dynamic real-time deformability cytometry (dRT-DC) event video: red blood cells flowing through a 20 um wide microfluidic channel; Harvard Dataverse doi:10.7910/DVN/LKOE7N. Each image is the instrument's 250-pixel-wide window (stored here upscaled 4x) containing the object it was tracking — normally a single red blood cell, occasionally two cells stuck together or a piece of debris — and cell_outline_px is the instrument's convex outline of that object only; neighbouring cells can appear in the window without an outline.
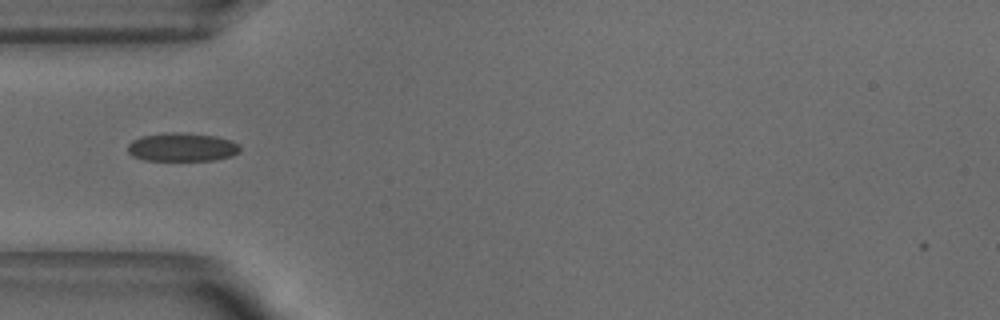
{"species": "common noctule bat (a hibernating species)", "species_latin": "Nyctalus noctula", "temperature_condition": "warm", "stored_images_in_passage": 38, "camera_frame_rate_fps": 3000, "um_per_image_px": 0.085, "animal": {"sex": "male", "body_mass_g": 18.8}, "frame": {"image": 1, "passage_image": 2, "time_ms": 0.333, "image_size_px": [1000, 320], "cell_outline_px": [[240, 152], [232, 156], [216, 160], [144, 160], [132, 156], [128, 152], [128, 144], [132, 140], [140, 136], [164, 132], [176, 132], [216, 136], [232, 140], [240, 144]], "centroid_in_image_um": [15.48, 12.5], "position_along_channel_um": 69.5, "area_um2": 18.9}}
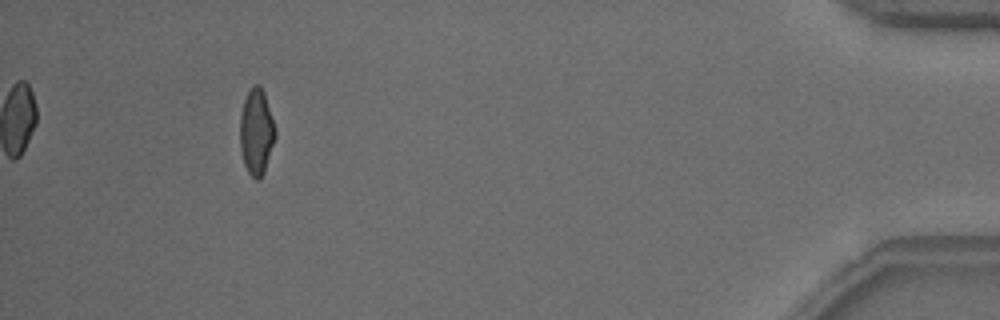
{"frame": {"image": 2, "passage_image": 34, "time_ms": 11.0, "image_size_px": [1000, 320], "cell_outline_px": [[276, 136], [264, 172], [256, 180], [248, 172], [244, 164], [240, 148], [240, 112], [244, 100], [252, 84], [260, 84], [264, 92], [276, 128]], "centroid_in_image_um": [21.79, 11.16], "position_along_channel_um": 413.4, "area_um2": 17.74}, "authors_computed_cell_mechanics": {"area_um2": 18.207, "velocity_mm_per_s": 3.8562, "shape_relaxation_time_tau1_ms": 5.4493, "shape_relaxation_time_tau2_ms": 1.149, "deformation_change_tau1": 0.1498, "deformation_change_tau2": 0.0688}}